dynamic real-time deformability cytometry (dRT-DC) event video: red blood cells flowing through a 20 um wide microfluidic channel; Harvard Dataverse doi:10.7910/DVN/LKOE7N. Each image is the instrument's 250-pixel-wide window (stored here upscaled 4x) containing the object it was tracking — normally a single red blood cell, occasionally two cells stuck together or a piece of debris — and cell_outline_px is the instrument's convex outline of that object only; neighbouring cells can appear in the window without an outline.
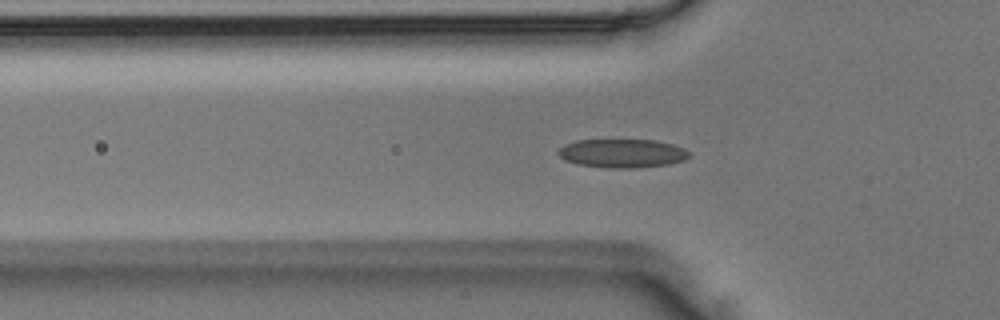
{"species": "Egyptian fruit bat (a non-hibernating species)", "species_latin": "Rousettus aegyptiacus", "temperature_condition": "room temperature", "stored_images_in_passage": 39, "camera_frame_rate_fps": 3000, "um_per_image_px": 0.085, "animal": {"sex": "male"}, "frame": {"image": 1, "passage_image": 6, "time_ms": 1.667, "image_size_px": [1000, 320], "cell_outline_px": [[692, 152], [684, 160], [668, 164], [632, 168], [608, 168], [576, 164], [564, 160], [556, 152], [564, 144], [576, 140], [656, 140], [672, 144], [684, 148]], "centroid_in_image_um": [52.87, 13.03], "position_along_channel_um": 72.9, "area_um2": 21.96}}
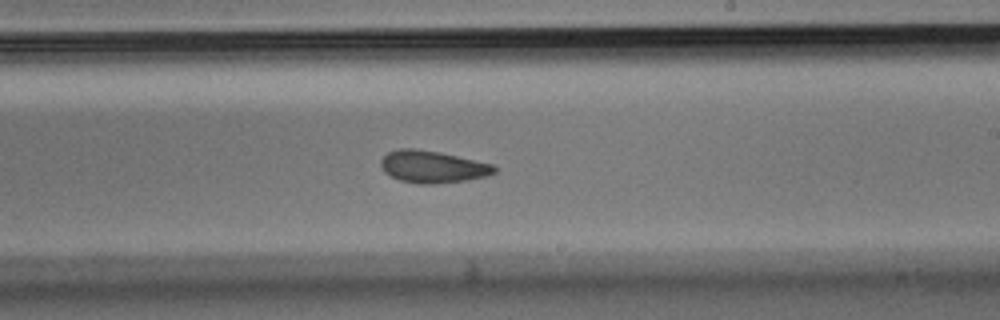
{"frame": {"image": 2, "passage_image": 19, "time_ms": 6.0, "image_size_px": [1000, 320], "cell_outline_px": [[496, 172], [488, 176], [464, 180], [432, 184], [416, 184], [400, 180], [384, 172], [380, 164], [380, 160], [388, 152], [400, 148], [412, 148], [440, 152], [492, 164], [496, 168]], "centroid_in_image_um": [36.75, 14.17], "position_along_channel_um": 252.3, "area_um2": 21.15}}
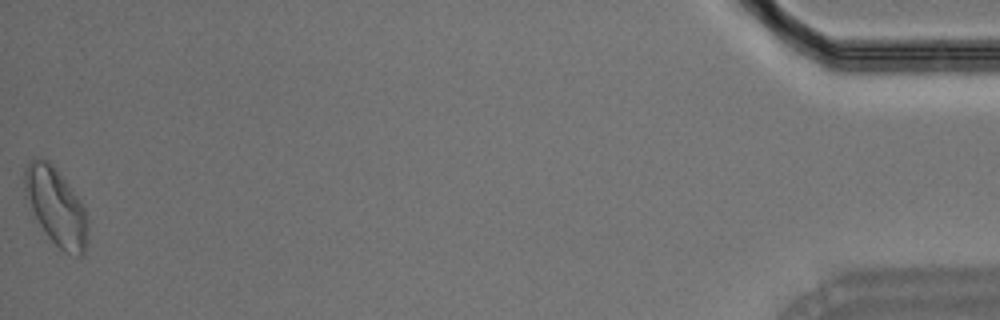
{"frame": {"image": 3, "passage_image": 39, "time_ms": 12.667, "image_size_px": [1000, 320], "cell_outline_px": [[88, 240], [84, 256], [76, 256], [64, 252], [48, 236], [40, 224], [24, 196], [24, 168], [36, 156], [48, 160], [52, 164], [80, 200], [84, 208], [88, 220]], "centroid_in_image_um": [4.78, 17.57], "position_along_channel_um": 430.4, "area_um2": 28.44}}